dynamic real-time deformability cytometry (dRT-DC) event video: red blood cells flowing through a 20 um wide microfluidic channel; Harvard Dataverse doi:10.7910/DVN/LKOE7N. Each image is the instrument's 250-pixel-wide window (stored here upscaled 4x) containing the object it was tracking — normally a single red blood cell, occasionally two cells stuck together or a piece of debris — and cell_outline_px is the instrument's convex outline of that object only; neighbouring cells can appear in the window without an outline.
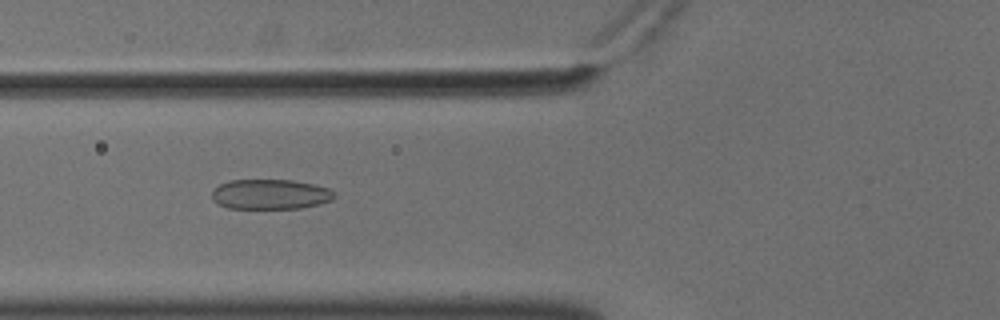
{"species": "common noctule bat (a hibernating species)", "species_latin": "Nyctalus noctula", "temperature_condition": "cold", "stored_images_in_passage": 40, "camera_frame_rate_fps": 3000, "um_per_image_px": 0.085, "animal": {"sex": "male", "body_mass_g": 18.8}, "frame": {"image": 1, "passage_image": 6, "time_ms": 1.667, "image_size_px": [1000, 320], "cell_outline_px": [[336, 196], [332, 200], [320, 204], [300, 208], [228, 208], [212, 200], [212, 188], [228, 180], [292, 180], [312, 184], [328, 188]], "centroid_in_image_um": [22.95, 16.51], "position_along_channel_um": 102.9, "area_um2": 21.39}}
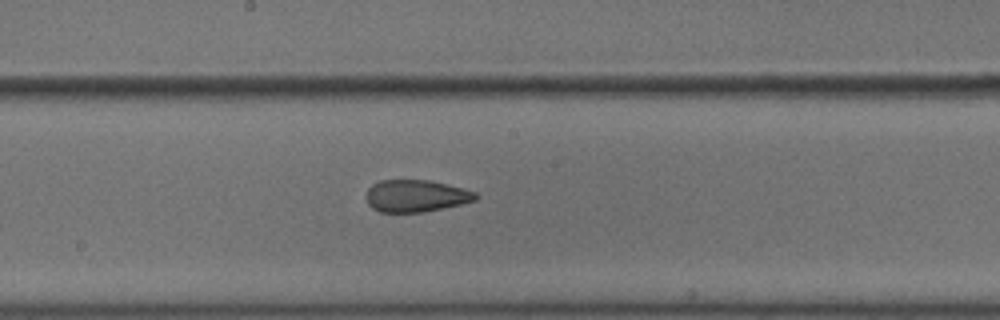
{"frame": {"image": 2, "passage_image": 15, "time_ms": 4.667, "image_size_px": [1000, 320], "cell_outline_px": [[480, 196], [476, 200], [460, 204], [420, 212], [380, 212], [372, 208], [368, 204], [364, 196], [368, 188], [372, 184], [380, 180], [428, 180], [464, 188], [476, 192]], "centroid_in_image_um": [35.32, 16.64], "position_along_channel_um": 212.9, "area_um2": 20.52}}
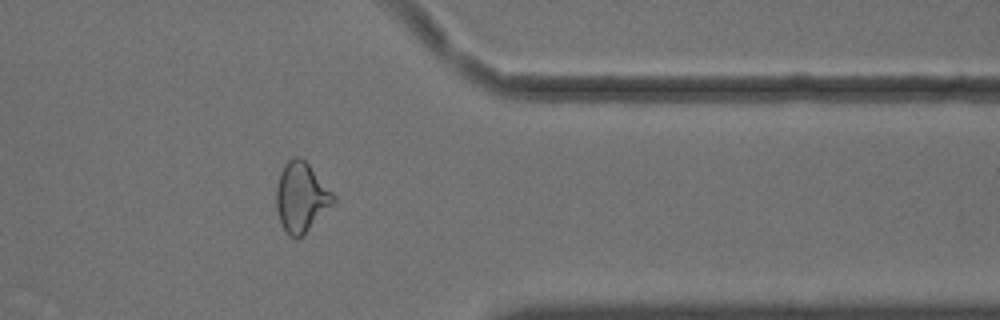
{"frame": {"image": 3, "passage_image": 30, "time_ms": 9.667, "image_size_px": [1000, 320], "cell_outline_px": [[336, 200], [304, 236], [296, 240], [288, 236], [280, 220], [276, 208], [276, 188], [280, 172], [284, 164], [292, 156], [296, 156], [304, 160], [308, 164], [336, 196]], "centroid_in_image_um": [25.59, 16.79], "position_along_channel_um": 385.8, "area_um2": 23.24}, "authors_computed_cell_mechanics": {"area_um2": 21.1837, "velocity_mm_per_s": 3.6357, "shape_relaxation_time_tau1_ms": null, "shape_relaxation_time_tau2_ms": 2.0352, "deformation_change_tau1": null, "deformation_change_tau2": 0.0943}}